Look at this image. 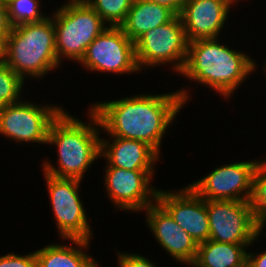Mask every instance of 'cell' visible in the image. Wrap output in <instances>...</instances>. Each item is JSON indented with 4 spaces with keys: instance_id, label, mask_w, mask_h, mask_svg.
I'll use <instances>...</instances> for the list:
<instances>
[{
    "instance_id": "6da1fadb",
    "label": "cell",
    "mask_w": 266,
    "mask_h": 267,
    "mask_svg": "<svg viewBox=\"0 0 266 267\" xmlns=\"http://www.w3.org/2000/svg\"><path fill=\"white\" fill-rule=\"evenodd\" d=\"M186 90L156 95L142 93L97 102L90 108L98 116L107 136L142 141L160 155L164 134L189 100L190 92Z\"/></svg>"
},
{
    "instance_id": "7a4b0ae2",
    "label": "cell",
    "mask_w": 266,
    "mask_h": 267,
    "mask_svg": "<svg viewBox=\"0 0 266 267\" xmlns=\"http://www.w3.org/2000/svg\"><path fill=\"white\" fill-rule=\"evenodd\" d=\"M89 121L83 122L66 110L49 127L47 145L57 147V167L50 161L42 162L43 172L57 178L83 180L87 169L101 159V124L96 113L89 108ZM99 127V128H98Z\"/></svg>"
},
{
    "instance_id": "3957f363",
    "label": "cell",
    "mask_w": 266,
    "mask_h": 267,
    "mask_svg": "<svg viewBox=\"0 0 266 267\" xmlns=\"http://www.w3.org/2000/svg\"><path fill=\"white\" fill-rule=\"evenodd\" d=\"M219 38L188 42L187 58L180 75L230 98L256 71L257 63L248 54L218 42Z\"/></svg>"
},
{
    "instance_id": "277c9868",
    "label": "cell",
    "mask_w": 266,
    "mask_h": 267,
    "mask_svg": "<svg viewBox=\"0 0 266 267\" xmlns=\"http://www.w3.org/2000/svg\"><path fill=\"white\" fill-rule=\"evenodd\" d=\"M1 61L24 81L59 68L53 18L47 15L42 21L13 26L1 45Z\"/></svg>"
},
{
    "instance_id": "5b68a950",
    "label": "cell",
    "mask_w": 266,
    "mask_h": 267,
    "mask_svg": "<svg viewBox=\"0 0 266 267\" xmlns=\"http://www.w3.org/2000/svg\"><path fill=\"white\" fill-rule=\"evenodd\" d=\"M52 18L59 64L64 57L79 63L87 47L108 26L88 3H64Z\"/></svg>"
},
{
    "instance_id": "8992f818",
    "label": "cell",
    "mask_w": 266,
    "mask_h": 267,
    "mask_svg": "<svg viewBox=\"0 0 266 267\" xmlns=\"http://www.w3.org/2000/svg\"><path fill=\"white\" fill-rule=\"evenodd\" d=\"M136 62L139 70L142 67L169 65L180 73L187 58L188 40L182 20L176 15L171 21L153 28L135 42Z\"/></svg>"
},
{
    "instance_id": "52a82bcc",
    "label": "cell",
    "mask_w": 266,
    "mask_h": 267,
    "mask_svg": "<svg viewBox=\"0 0 266 267\" xmlns=\"http://www.w3.org/2000/svg\"><path fill=\"white\" fill-rule=\"evenodd\" d=\"M59 236L91 241L92 229L79 196L81 180L57 178L44 173Z\"/></svg>"
},
{
    "instance_id": "ba28073f",
    "label": "cell",
    "mask_w": 266,
    "mask_h": 267,
    "mask_svg": "<svg viewBox=\"0 0 266 267\" xmlns=\"http://www.w3.org/2000/svg\"><path fill=\"white\" fill-rule=\"evenodd\" d=\"M210 240L232 244L257 242L259 224L249 201L205 200Z\"/></svg>"
},
{
    "instance_id": "9c48e42d",
    "label": "cell",
    "mask_w": 266,
    "mask_h": 267,
    "mask_svg": "<svg viewBox=\"0 0 266 267\" xmlns=\"http://www.w3.org/2000/svg\"><path fill=\"white\" fill-rule=\"evenodd\" d=\"M63 109L25 100L8 104L0 111V135L19 143L47 144L49 127Z\"/></svg>"
},
{
    "instance_id": "30bf717a",
    "label": "cell",
    "mask_w": 266,
    "mask_h": 267,
    "mask_svg": "<svg viewBox=\"0 0 266 267\" xmlns=\"http://www.w3.org/2000/svg\"><path fill=\"white\" fill-rule=\"evenodd\" d=\"M93 72L132 74L140 70L136 62L135 46L120 26H108L87 47L79 62Z\"/></svg>"
},
{
    "instance_id": "8fae6325",
    "label": "cell",
    "mask_w": 266,
    "mask_h": 267,
    "mask_svg": "<svg viewBox=\"0 0 266 267\" xmlns=\"http://www.w3.org/2000/svg\"><path fill=\"white\" fill-rule=\"evenodd\" d=\"M259 163L258 160H247L223 164L188 185L204 200L249 201Z\"/></svg>"
},
{
    "instance_id": "7c38bea8",
    "label": "cell",
    "mask_w": 266,
    "mask_h": 267,
    "mask_svg": "<svg viewBox=\"0 0 266 267\" xmlns=\"http://www.w3.org/2000/svg\"><path fill=\"white\" fill-rule=\"evenodd\" d=\"M104 172L105 193L117 209L144 211L157 200L158 189L151 185L155 170L106 167Z\"/></svg>"
},
{
    "instance_id": "4fadbf2b",
    "label": "cell",
    "mask_w": 266,
    "mask_h": 267,
    "mask_svg": "<svg viewBox=\"0 0 266 267\" xmlns=\"http://www.w3.org/2000/svg\"><path fill=\"white\" fill-rule=\"evenodd\" d=\"M157 201L197 244L209 239L206 202L189 185L177 192L158 188Z\"/></svg>"
},
{
    "instance_id": "5bb4252c",
    "label": "cell",
    "mask_w": 266,
    "mask_h": 267,
    "mask_svg": "<svg viewBox=\"0 0 266 267\" xmlns=\"http://www.w3.org/2000/svg\"><path fill=\"white\" fill-rule=\"evenodd\" d=\"M149 230L156 242L175 261L191 265L196 257L197 242L179 226L169 212L156 200L145 210Z\"/></svg>"
},
{
    "instance_id": "9a60e30c",
    "label": "cell",
    "mask_w": 266,
    "mask_h": 267,
    "mask_svg": "<svg viewBox=\"0 0 266 267\" xmlns=\"http://www.w3.org/2000/svg\"><path fill=\"white\" fill-rule=\"evenodd\" d=\"M231 6L227 0H187L179 16L188 42L220 37Z\"/></svg>"
},
{
    "instance_id": "2e32d148",
    "label": "cell",
    "mask_w": 266,
    "mask_h": 267,
    "mask_svg": "<svg viewBox=\"0 0 266 267\" xmlns=\"http://www.w3.org/2000/svg\"><path fill=\"white\" fill-rule=\"evenodd\" d=\"M101 157L106 159L105 167L126 170H155L154 165L161 158L146 143L121 137H110L108 140L101 137Z\"/></svg>"
},
{
    "instance_id": "e0dca14e",
    "label": "cell",
    "mask_w": 266,
    "mask_h": 267,
    "mask_svg": "<svg viewBox=\"0 0 266 267\" xmlns=\"http://www.w3.org/2000/svg\"><path fill=\"white\" fill-rule=\"evenodd\" d=\"M175 16L176 14L165 6L145 0H134L120 28L134 43L147 31L171 21Z\"/></svg>"
},
{
    "instance_id": "ac0fdd59",
    "label": "cell",
    "mask_w": 266,
    "mask_h": 267,
    "mask_svg": "<svg viewBox=\"0 0 266 267\" xmlns=\"http://www.w3.org/2000/svg\"><path fill=\"white\" fill-rule=\"evenodd\" d=\"M70 240L72 245L52 244L35 250L37 267H96L97 261L86 253L91 241ZM86 250V251H85Z\"/></svg>"
},
{
    "instance_id": "d6986e66",
    "label": "cell",
    "mask_w": 266,
    "mask_h": 267,
    "mask_svg": "<svg viewBox=\"0 0 266 267\" xmlns=\"http://www.w3.org/2000/svg\"><path fill=\"white\" fill-rule=\"evenodd\" d=\"M252 244H232L208 239L198 244L191 267H247L246 248Z\"/></svg>"
},
{
    "instance_id": "ffe728a7",
    "label": "cell",
    "mask_w": 266,
    "mask_h": 267,
    "mask_svg": "<svg viewBox=\"0 0 266 267\" xmlns=\"http://www.w3.org/2000/svg\"><path fill=\"white\" fill-rule=\"evenodd\" d=\"M249 202L261 233L266 224V159L261 160L255 170Z\"/></svg>"
},
{
    "instance_id": "44dd1931",
    "label": "cell",
    "mask_w": 266,
    "mask_h": 267,
    "mask_svg": "<svg viewBox=\"0 0 266 267\" xmlns=\"http://www.w3.org/2000/svg\"><path fill=\"white\" fill-rule=\"evenodd\" d=\"M6 5L12 26L42 21L47 17L40 10V0H11Z\"/></svg>"
},
{
    "instance_id": "7402d4cb",
    "label": "cell",
    "mask_w": 266,
    "mask_h": 267,
    "mask_svg": "<svg viewBox=\"0 0 266 267\" xmlns=\"http://www.w3.org/2000/svg\"><path fill=\"white\" fill-rule=\"evenodd\" d=\"M134 0H90L88 4L108 26H120Z\"/></svg>"
},
{
    "instance_id": "603a6c76",
    "label": "cell",
    "mask_w": 266,
    "mask_h": 267,
    "mask_svg": "<svg viewBox=\"0 0 266 267\" xmlns=\"http://www.w3.org/2000/svg\"><path fill=\"white\" fill-rule=\"evenodd\" d=\"M24 81L14 70L0 61V111L21 100Z\"/></svg>"
},
{
    "instance_id": "cb8c5ba5",
    "label": "cell",
    "mask_w": 266,
    "mask_h": 267,
    "mask_svg": "<svg viewBox=\"0 0 266 267\" xmlns=\"http://www.w3.org/2000/svg\"><path fill=\"white\" fill-rule=\"evenodd\" d=\"M0 267H37L35 251L25 255L10 252L0 256Z\"/></svg>"
},
{
    "instance_id": "d4e9b609",
    "label": "cell",
    "mask_w": 266,
    "mask_h": 267,
    "mask_svg": "<svg viewBox=\"0 0 266 267\" xmlns=\"http://www.w3.org/2000/svg\"><path fill=\"white\" fill-rule=\"evenodd\" d=\"M118 267H157L153 261L139 254L122 253L117 250Z\"/></svg>"
},
{
    "instance_id": "484cf974",
    "label": "cell",
    "mask_w": 266,
    "mask_h": 267,
    "mask_svg": "<svg viewBox=\"0 0 266 267\" xmlns=\"http://www.w3.org/2000/svg\"><path fill=\"white\" fill-rule=\"evenodd\" d=\"M12 27L8 16L7 5L0 1V45H2L9 36Z\"/></svg>"
},
{
    "instance_id": "4316f807",
    "label": "cell",
    "mask_w": 266,
    "mask_h": 267,
    "mask_svg": "<svg viewBox=\"0 0 266 267\" xmlns=\"http://www.w3.org/2000/svg\"><path fill=\"white\" fill-rule=\"evenodd\" d=\"M252 253H247V267H266V250L261 253Z\"/></svg>"
},
{
    "instance_id": "83f0119b",
    "label": "cell",
    "mask_w": 266,
    "mask_h": 267,
    "mask_svg": "<svg viewBox=\"0 0 266 267\" xmlns=\"http://www.w3.org/2000/svg\"><path fill=\"white\" fill-rule=\"evenodd\" d=\"M154 2L171 9L176 15H179L187 0H145Z\"/></svg>"
},
{
    "instance_id": "f1b7e54d",
    "label": "cell",
    "mask_w": 266,
    "mask_h": 267,
    "mask_svg": "<svg viewBox=\"0 0 266 267\" xmlns=\"http://www.w3.org/2000/svg\"><path fill=\"white\" fill-rule=\"evenodd\" d=\"M90 0H68L66 4L88 3Z\"/></svg>"
},
{
    "instance_id": "f546056e",
    "label": "cell",
    "mask_w": 266,
    "mask_h": 267,
    "mask_svg": "<svg viewBox=\"0 0 266 267\" xmlns=\"http://www.w3.org/2000/svg\"><path fill=\"white\" fill-rule=\"evenodd\" d=\"M230 4L234 5L236 4V2L240 1V0H227Z\"/></svg>"
},
{
    "instance_id": "4dcf8cb0",
    "label": "cell",
    "mask_w": 266,
    "mask_h": 267,
    "mask_svg": "<svg viewBox=\"0 0 266 267\" xmlns=\"http://www.w3.org/2000/svg\"><path fill=\"white\" fill-rule=\"evenodd\" d=\"M3 4H7L8 2H10L11 0H0Z\"/></svg>"
},
{
    "instance_id": "1f68e13d",
    "label": "cell",
    "mask_w": 266,
    "mask_h": 267,
    "mask_svg": "<svg viewBox=\"0 0 266 267\" xmlns=\"http://www.w3.org/2000/svg\"><path fill=\"white\" fill-rule=\"evenodd\" d=\"M263 71L265 72L264 74L266 75V62H265V66H263Z\"/></svg>"
},
{
    "instance_id": "d6a6232c",
    "label": "cell",
    "mask_w": 266,
    "mask_h": 267,
    "mask_svg": "<svg viewBox=\"0 0 266 267\" xmlns=\"http://www.w3.org/2000/svg\"><path fill=\"white\" fill-rule=\"evenodd\" d=\"M0 61H1V45H0Z\"/></svg>"
}]
</instances>
